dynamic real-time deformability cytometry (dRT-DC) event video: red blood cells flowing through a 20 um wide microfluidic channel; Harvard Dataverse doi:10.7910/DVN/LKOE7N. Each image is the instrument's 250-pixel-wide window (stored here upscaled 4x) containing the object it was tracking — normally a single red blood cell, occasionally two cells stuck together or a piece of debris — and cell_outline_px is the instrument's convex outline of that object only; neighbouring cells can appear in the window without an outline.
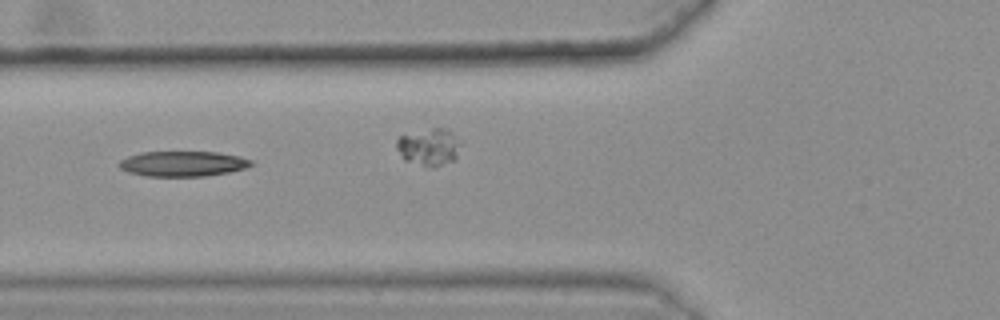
{"species": "common noctule bat (a hibernating species)", "species_latin": "Nyctalus noctula", "temperature_condition": "warm", "stored_images_in_passage": 51, "camera_frame_rate_fps": 3000, "um_per_image_px": 0.085, "animal": {"sex": "female", "body_mass_g": 25.1}, "frame": {"image": 1, "passage_image": 22, "time_ms": 7.0, "image_size_px": [1000, 320], "cell_outline_px": [[252, 164], [244, 168], [228, 172], [204, 176], [144, 176], [128, 172], [120, 168], [116, 164], [120, 160], [128, 156], [140, 152], [216, 152], [240, 156], [252, 160]], "centroid_in_image_um": [15.49, 13.91], "position_along_channel_um": 110.3, "area_um2": 19.42}}